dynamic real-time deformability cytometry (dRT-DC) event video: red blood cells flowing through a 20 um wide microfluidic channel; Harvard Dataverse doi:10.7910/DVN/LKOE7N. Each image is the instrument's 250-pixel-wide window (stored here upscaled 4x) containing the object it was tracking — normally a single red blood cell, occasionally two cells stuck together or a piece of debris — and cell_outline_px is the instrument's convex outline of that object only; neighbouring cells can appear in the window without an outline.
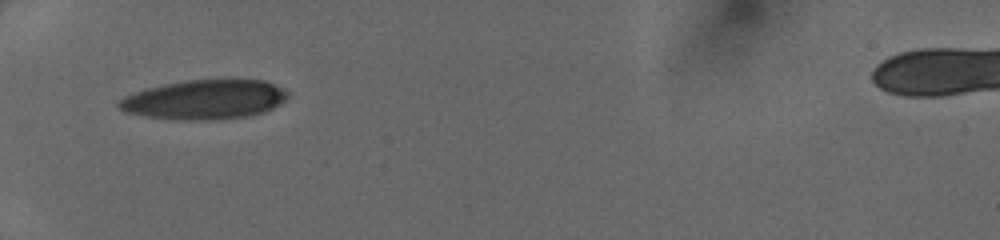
{"species": "human", "species_latin": "Homo sapiens", "temperature_condition": "cold", "stored_images_in_passage": 31, "camera_frame_rate_fps": 3000, "um_per_image_px": 0.085, "donor": {"sex": "female"}, "frame": {"image": 1, "passage_image": 1, "time_ms": 0.0, "image_size_px": [1000, 240], "cell_outline_px": [[288, 96], [284, 100], [272, 108], [264, 112], [252, 116], [208, 120], [180, 120], [144, 116], [124, 112], [116, 104], [124, 96], [148, 88], [188, 80], [264, 80], [288, 92]], "centroid_in_image_um": [17.37, 8.48], "position_along_channel_um": 67.6, "area_um2": 38.44}}
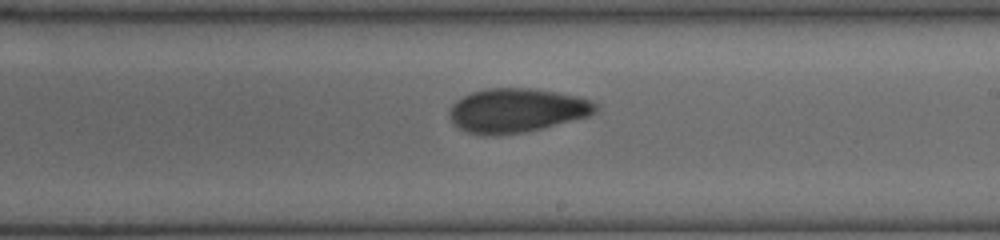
{"frame": {"image": 2, "passage_image": 14, "time_ms": 4.333, "image_size_px": [1000, 240], "cell_outline_px": [[600, 108], [596, 112], [588, 116], [524, 132], [492, 136], [484, 136], [468, 132], [452, 124], [448, 116], [448, 112], [452, 104], [456, 100], [472, 92], [488, 88], [528, 88], [556, 92], [576, 96], [592, 100]], "centroid_in_image_um": [43.88, 9.39], "position_along_channel_um": 245.1, "area_um2": 37.57}}
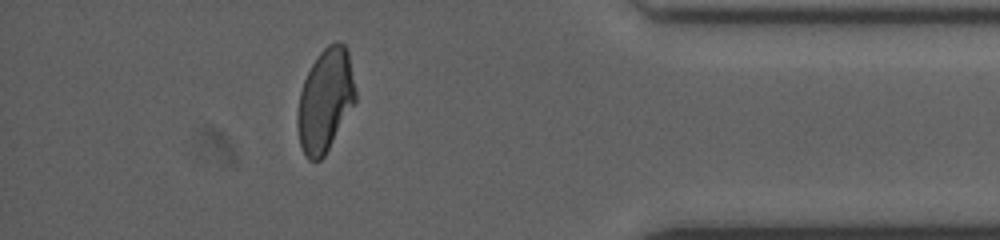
{"frame": {"image": 3, "passage_image": 27, "time_ms": 8.667, "image_size_px": [1000, 240], "cell_outline_px": [[356, 100], [324, 156], [320, 160], [308, 160], [300, 144], [296, 124], [296, 116], [300, 92], [304, 80], [312, 64], [320, 52], [328, 44], [336, 40], [344, 44], [348, 48], [356, 92]], "centroid_in_image_um": [27.64, 8.49], "position_along_channel_um": 407.6, "area_um2": 34.68}}